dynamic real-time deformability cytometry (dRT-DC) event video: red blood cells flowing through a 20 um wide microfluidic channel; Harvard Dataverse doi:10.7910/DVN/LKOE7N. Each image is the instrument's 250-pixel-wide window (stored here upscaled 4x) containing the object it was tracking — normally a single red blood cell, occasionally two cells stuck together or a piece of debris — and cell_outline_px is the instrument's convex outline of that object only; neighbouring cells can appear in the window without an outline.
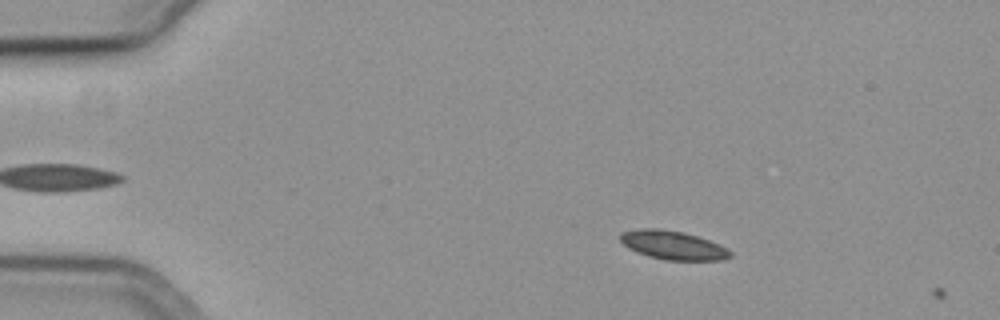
{"species": "common noctule bat (a hibernating species)", "species_latin": "Nyctalus noctula", "temperature_condition": "cold", "stored_images_in_passage": 3, "camera_frame_rate_fps": 3000, "um_per_image_px": 0.085, "animal": {"sex": "female", "body_mass_g": 19.3, "forearm_length_mm": 54.1}, "frame": {"image": 1, "passage_image": 2, "time_ms": 0.333, "image_size_px": [1000, 320], "cell_outline_px": [[732, 256], [724, 260], [664, 260], [648, 256], [636, 252], [628, 248], [620, 240], [620, 232], [640, 228], [656, 228], [684, 232], [720, 244], [728, 248], [732, 252]], "centroid_in_image_um": [57.21, 20.84], "position_along_channel_um": 27.8, "area_um2": 18.55}}